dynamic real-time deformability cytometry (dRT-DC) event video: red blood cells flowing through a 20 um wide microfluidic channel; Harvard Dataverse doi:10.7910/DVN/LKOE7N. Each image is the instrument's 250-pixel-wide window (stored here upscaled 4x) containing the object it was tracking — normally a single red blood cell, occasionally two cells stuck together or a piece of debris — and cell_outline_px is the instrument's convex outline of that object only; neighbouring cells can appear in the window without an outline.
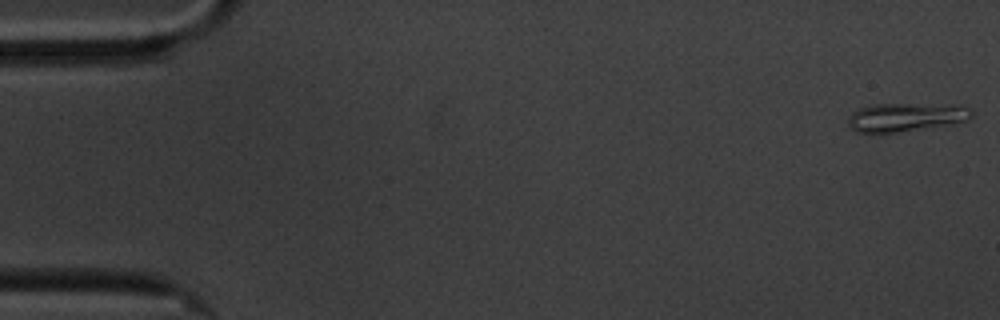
{"species": "common noctule bat (a hibernating species)", "species_latin": "Nyctalus noctula", "temperature_condition": "cold", "stored_images_in_passage": 59, "camera_frame_rate_fps": 3000, "um_per_image_px": 0.085, "animal": {"sex": "male", "body_mass_g": 20.1, "forearm_length_mm": 53.5}, "frame": {"image": 1, "passage_image": 1, "time_ms": 0.0, "image_size_px": [1000, 320], "cell_outline_px": [[972, 116], [968, 120], [948, 124], [896, 132], [856, 132], [848, 124], [848, 116], [856, 108], [872, 104], [908, 104], [972, 108]], "centroid_in_image_um": [76.87, 9.96], "position_along_channel_um": 8.1, "area_um2": 19.88}}
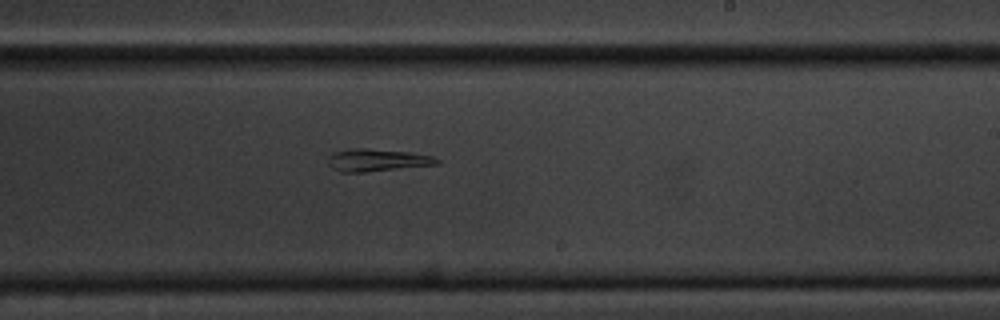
{"frame": {"image": 2, "passage_image": 35, "time_ms": 11.333, "image_size_px": [1000, 320], "cell_outline_px": [[440, 164], [368, 172], [340, 172], [332, 168], [328, 164], [328, 156], [332, 152], [352, 148], [368, 148], [408, 152], [432, 156], [440, 160]], "centroid_in_image_um": [32.02, 13.61], "position_along_channel_um": 257.0, "area_um2": 14.39}}
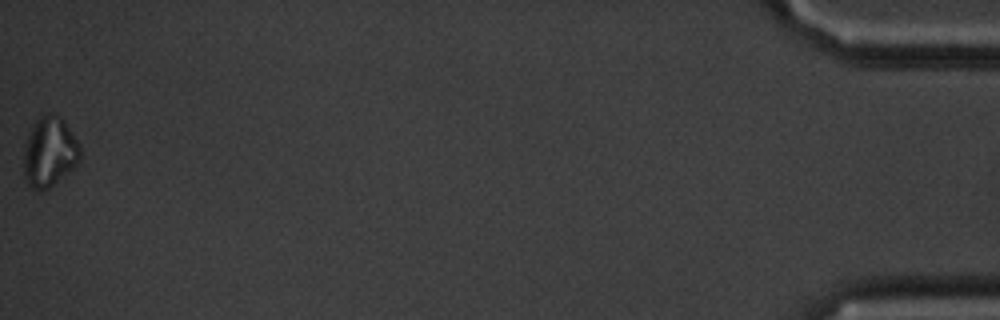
{"frame": {"image": 3, "passage_image": 59, "time_ms": 19.333, "image_size_px": [1000, 320], "cell_outline_px": [[80, 160], [72, 168], [48, 188], [36, 192], [28, 184], [24, 176], [24, 144], [28, 132], [40, 112], [48, 112], [60, 116], [80, 144]], "centroid_in_image_um": [4.17, 12.87], "position_along_channel_um": 431.0, "area_um2": 23.18}}